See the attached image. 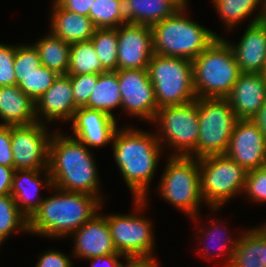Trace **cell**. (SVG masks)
Returning <instances> with one entry per match:
<instances>
[{"label": "cell", "instance_id": "836d02e7", "mask_svg": "<svg viewBox=\"0 0 266 267\" xmlns=\"http://www.w3.org/2000/svg\"><path fill=\"white\" fill-rule=\"evenodd\" d=\"M213 222V223H212ZM211 222V227L210 228H208V227H204L205 229H207L208 231L207 232H205L201 237H200V235H199V238H198V240L200 239V238H202L203 237V239H204V237H205V240H209L208 242L210 243V242H214V243H219V241H221L220 243L222 244H220V246H218L217 245V250H218V252H216L215 253V251H214V253H213V255H211V252L212 251H210L209 252V248L206 246V248L204 247L203 249H204V254L206 255V256H209V255H211V257L212 256H216L217 255V257L218 256H220V257H222L223 256V254H227V256H226V258H228V259H226L227 261L225 262V266H222V267H227L229 264H230V261H231V258L233 257V254H234V250H235V246H236V244H237V240H238V238L236 239H232L230 236H229V238H225L227 235H225L224 233V235H225V237H223L224 235H222L221 234V236H220V234L218 233V232H220V233H222L221 231H223V230H221V229H223L222 228V225L220 224V226H219V224H218V222L217 221H212ZM215 223V224H214ZM216 224H218V225H216ZM219 228V229H218ZM219 230V231H218ZM224 238V239H223ZM218 239V240H217ZM217 241V242H216ZM227 242V243H226ZM209 243H207V244H209ZM211 243V244H212ZM228 243H230V244H228ZM210 244V245H211ZM213 247H215V246H213ZM211 248V247H210ZM216 249H214V250H216ZM212 250V249H211ZM220 250V251H219ZM225 252V253H224Z\"/></svg>", "mask_w": 266, "mask_h": 267}, {"label": "cell", "instance_id": "9a60e30c", "mask_svg": "<svg viewBox=\"0 0 266 267\" xmlns=\"http://www.w3.org/2000/svg\"><path fill=\"white\" fill-rule=\"evenodd\" d=\"M117 70L147 69L154 54L150 26L125 23L117 27Z\"/></svg>", "mask_w": 266, "mask_h": 267}, {"label": "cell", "instance_id": "7dc6e473", "mask_svg": "<svg viewBox=\"0 0 266 267\" xmlns=\"http://www.w3.org/2000/svg\"><path fill=\"white\" fill-rule=\"evenodd\" d=\"M179 8H185L188 5V0H172Z\"/></svg>", "mask_w": 266, "mask_h": 267}, {"label": "cell", "instance_id": "8d00e7d4", "mask_svg": "<svg viewBox=\"0 0 266 267\" xmlns=\"http://www.w3.org/2000/svg\"><path fill=\"white\" fill-rule=\"evenodd\" d=\"M100 74L69 75L75 104L84 107L90 98Z\"/></svg>", "mask_w": 266, "mask_h": 267}, {"label": "cell", "instance_id": "5b68a950", "mask_svg": "<svg viewBox=\"0 0 266 267\" xmlns=\"http://www.w3.org/2000/svg\"><path fill=\"white\" fill-rule=\"evenodd\" d=\"M186 8H179L172 16L151 26L155 54L192 61L218 37L187 18Z\"/></svg>", "mask_w": 266, "mask_h": 267}, {"label": "cell", "instance_id": "f1b7e54d", "mask_svg": "<svg viewBox=\"0 0 266 267\" xmlns=\"http://www.w3.org/2000/svg\"><path fill=\"white\" fill-rule=\"evenodd\" d=\"M243 235H238L233 257L227 267H266L260 263V226L243 230Z\"/></svg>", "mask_w": 266, "mask_h": 267}, {"label": "cell", "instance_id": "4316f807", "mask_svg": "<svg viewBox=\"0 0 266 267\" xmlns=\"http://www.w3.org/2000/svg\"><path fill=\"white\" fill-rule=\"evenodd\" d=\"M33 44L38 50L43 66L58 74H67L71 44L54 36L51 32Z\"/></svg>", "mask_w": 266, "mask_h": 267}, {"label": "cell", "instance_id": "7c38bea8", "mask_svg": "<svg viewBox=\"0 0 266 267\" xmlns=\"http://www.w3.org/2000/svg\"><path fill=\"white\" fill-rule=\"evenodd\" d=\"M47 125L36 122L24 126H11L15 170L48 169L49 142L52 133H48L50 130Z\"/></svg>", "mask_w": 266, "mask_h": 267}, {"label": "cell", "instance_id": "52a82bcc", "mask_svg": "<svg viewBox=\"0 0 266 267\" xmlns=\"http://www.w3.org/2000/svg\"><path fill=\"white\" fill-rule=\"evenodd\" d=\"M158 108L194 101L192 61L153 54L147 67Z\"/></svg>", "mask_w": 266, "mask_h": 267}, {"label": "cell", "instance_id": "60d3db41", "mask_svg": "<svg viewBox=\"0 0 266 267\" xmlns=\"http://www.w3.org/2000/svg\"><path fill=\"white\" fill-rule=\"evenodd\" d=\"M59 6L69 12L88 16L90 7L95 0H54Z\"/></svg>", "mask_w": 266, "mask_h": 267}, {"label": "cell", "instance_id": "8992f818", "mask_svg": "<svg viewBox=\"0 0 266 267\" xmlns=\"http://www.w3.org/2000/svg\"><path fill=\"white\" fill-rule=\"evenodd\" d=\"M165 167L157 190L159 195L191 220L198 219L200 204H205L201 195L199 158L170 155Z\"/></svg>", "mask_w": 266, "mask_h": 267}, {"label": "cell", "instance_id": "f35d334b", "mask_svg": "<svg viewBox=\"0 0 266 267\" xmlns=\"http://www.w3.org/2000/svg\"><path fill=\"white\" fill-rule=\"evenodd\" d=\"M0 165L13 167L11 126L0 125Z\"/></svg>", "mask_w": 266, "mask_h": 267}, {"label": "cell", "instance_id": "ffe728a7", "mask_svg": "<svg viewBox=\"0 0 266 267\" xmlns=\"http://www.w3.org/2000/svg\"><path fill=\"white\" fill-rule=\"evenodd\" d=\"M231 46L241 72L261 73L266 65V19L249 24L237 45Z\"/></svg>", "mask_w": 266, "mask_h": 267}, {"label": "cell", "instance_id": "d590c367", "mask_svg": "<svg viewBox=\"0 0 266 267\" xmlns=\"http://www.w3.org/2000/svg\"><path fill=\"white\" fill-rule=\"evenodd\" d=\"M243 193L254 202H266V165L247 171Z\"/></svg>", "mask_w": 266, "mask_h": 267}, {"label": "cell", "instance_id": "d6a6232c", "mask_svg": "<svg viewBox=\"0 0 266 267\" xmlns=\"http://www.w3.org/2000/svg\"><path fill=\"white\" fill-rule=\"evenodd\" d=\"M58 75L59 74L54 70L48 69L42 65L29 75L15 76L18 87L36 102V100L52 86Z\"/></svg>", "mask_w": 266, "mask_h": 267}, {"label": "cell", "instance_id": "d4e9b609", "mask_svg": "<svg viewBox=\"0 0 266 267\" xmlns=\"http://www.w3.org/2000/svg\"><path fill=\"white\" fill-rule=\"evenodd\" d=\"M214 7L219 14L221 21L227 26V30L236 27L242 20L250 16L254 10H260L252 18L250 24L266 19V0H212Z\"/></svg>", "mask_w": 266, "mask_h": 267}, {"label": "cell", "instance_id": "b9f144b4", "mask_svg": "<svg viewBox=\"0 0 266 267\" xmlns=\"http://www.w3.org/2000/svg\"><path fill=\"white\" fill-rule=\"evenodd\" d=\"M14 172V167L0 165V196L11 195Z\"/></svg>", "mask_w": 266, "mask_h": 267}, {"label": "cell", "instance_id": "d6986e66", "mask_svg": "<svg viewBox=\"0 0 266 267\" xmlns=\"http://www.w3.org/2000/svg\"><path fill=\"white\" fill-rule=\"evenodd\" d=\"M226 99L238 119H253L266 101L262 74L242 72Z\"/></svg>", "mask_w": 266, "mask_h": 267}, {"label": "cell", "instance_id": "5bb4252c", "mask_svg": "<svg viewBox=\"0 0 266 267\" xmlns=\"http://www.w3.org/2000/svg\"><path fill=\"white\" fill-rule=\"evenodd\" d=\"M225 155L246 171L266 165V139L252 119H238Z\"/></svg>", "mask_w": 266, "mask_h": 267}, {"label": "cell", "instance_id": "9c48e42d", "mask_svg": "<svg viewBox=\"0 0 266 267\" xmlns=\"http://www.w3.org/2000/svg\"><path fill=\"white\" fill-rule=\"evenodd\" d=\"M199 139L191 157L225 154L238 121L227 99L197 98Z\"/></svg>", "mask_w": 266, "mask_h": 267}, {"label": "cell", "instance_id": "ac0fdd59", "mask_svg": "<svg viewBox=\"0 0 266 267\" xmlns=\"http://www.w3.org/2000/svg\"><path fill=\"white\" fill-rule=\"evenodd\" d=\"M72 235L75 240H73L75 246L72 253L78 258L87 260L95 256L118 253L104 214L97 213Z\"/></svg>", "mask_w": 266, "mask_h": 267}, {"label": "cell", "instance_id": "3957f363", "mask_svg": "<svg viewBox=\"0 0 266 267\" xmlns=\"http://www.w3.org/2000/svg\"><path fill=\"white\" fill-rule=\"evenodd\" d=\"M53 196L43 198L39 208L28 219V232L47 238L72 236L85 222L91 220L102 206L94 195L58 189ZM56 194V195H55Z\"/></svg>", "mask_w": 266, "mask_h": 267}, {"label": "cell", "instance_id": "4fadbf2b", "mask_svg": "<svg viewBox=\"0 0 266 267\" xmlns=\"http://www.w3.org/2000/svg\"><path fill=\"white\" fill-rule=\"evenodd\" d=\"M121 108L128 115L153 122L158 105L147 69L117 70Z\"/></svg>", "mask_w": 266, "mask_h": 267}, {"label": "cell", "instance_id": "74e56055", "mask_svg": "<svg viewBox=\"0 0 266 267\" xmlns=\"http://www.w3.org/2000/svg\"><path fill=\"white\" fill-rule=\"evenodd\" d=\"M14 58L15 46L0 43V87L17 85Z\"/></svg>", "mask_w": 266, "mask_h": 267}, {"label": "cell", "instance_id": "4dcf8cb0", "mask_svg": "<svg viewBox=\"0 0 266 267\" xmlns=\"http://www.w3.org/2000/svg\"><path fill=\"white\" fill-rule=\"evenodd\" d=\"M28 232V218L19 210L11 195L0 196V243H4L12 232Z\"/></svg>", "mask_w": 266, "mask_h": 267}, {"label": "cell", "instance_id": "7a4b0ae2", "mask_svg": "<svg viewBox=\"0 0 266 267\" xmlns=\"http://www.w3.org/2000/svg\"><path fill=\"white\" fill-rule=\"evenodd\" d=\"M113 155L134 199H146L148 187L157 171L162 146L156 134L125 127L115 131Z\"/></svg>", "mask_w": 266, "mask_h": 267}, {"label": "cell", "instance_id": "7bdbcfd3", "mask_svg": "<svg viewBox=\"0 0 266 267\" xmlns=\"http://www.w3.org/2000/svg\"><path fill=\"white\" fill-rule=\"evenodd\" d=\"M121 257L126 259V257L120 253H113V254H109V255L95 256V257L90 258L88 260H90L92 262L91 267H97L98 263H101V262H102L101 264L104 267H121L122 263L118 260Z\"/></svg>", "mask_w": 266, "mask_h": 267}, {"label": "cell", "instance_id": "44dd1931", "mask_svg": "<svg viewBox=\"0 0 266 267\" xmlns=\"http://www.w3.org/2000/svg\"><path fill=\"white\" fill-rule=\"evenodd\" d=\"M44 174V182L40 175ZM46 176V177H45ZM43 186L51 187V177L49 170H15L11 188V196L14 198L19 210L29 219L39 208L43 201L39 197V191ZM36 198V199H35Z\"/></svg>", "mask_w": 266, "mask_h": 267}, {"label": "cell", "instance_id": "1f68e13d", "mask_svg": "<svg viewBox=\"0 0 266 267\" xmlns=\"http://www.w3.org/2000/svg\"><path fill=\"white\" fill-rule=\"evenodd\" d=\"M91 41L103 68L106 71H117V28H98L91 37Z\"/></svg>", "mask_w": 266, "mask_h": 267}, {"label": "cell", "instance_id": "2e32d148", "mask_svg": "<svg viewBox=\"0 0 266 267\" xmlns=\"http://www.w3.org/2000/svg\"><path fill=\"white\" fill-rule=\"evenodd\" d=\"M78 108L73 98L70 76L67 74H59L52 86L35 102L37 122L44 124L56 120L70 122ZM41 118L46 121L43 122Z\"/></svg>", "mask_w": 266, "mask_h": 267}, {"label": "cell", "instance_id": "484cf974", "mask_svg": "<svg viewBox=\"0 0 266 267\" xmlns=\"http://www.w3.org/2000/svg\"><path fill=\"white\" fill-rule=\"evenodd\" d=\"M92 90L88 103L84 107L105 112L115 118L113 110L121 108L122 104L117 72L101 73Z\"/></svg>", "mask_w": 266, "mask_h": 267}, {"label": "cell", "instance_id": "cb8c5ba5", "mask_svg": "<svg viewBox=\"0 0 266 267\" xmlns=\"http://www.w3.org/2000/svg\"><path fill=\"white\" fill-rule=\"evenodd\" d=\"M123 5L127 23L150 27L179 9L172 0H124Z\"/></svg>", "mask_w": 266, "mask_h": 267}, {"label": "cell", "instance_id": "bcb514c9", "mask_svg": "<svg viewBox=\"0 0 266 267\" xmlns=\"http://www.w3.org/2000/svg\"><path fill=\"white\" fill-rule=\"evenodd\" d=\"M260 263L266 266V223L260 226V253H258Z\"/></svg>", "mask_w": 266, "mask_h": 267}, {"label": "cell", "instance_id": "83f0119b", "mask_svg": "<svg viewBox=\"0 0 266 267\" xmlns=\"http://www.w3.org/2000/svg\"><path fill=\"white\" fill-rule=\"evenodd\" d=\"M104 72L106 70L101 65L91 39L71 44L67 75L101 74Z\"/></svg>", "mask_w": 266, "mask_h": 267}, {"label": "cell", "instance_id": "ee69618b", "mask_svg": "<svg viewBox=\"0 0 266 267\" xmlns=\"http://www.w3.org/2000/svg\"><path fill=\"white\" fill-rule=\"evenodd\" d=\"M156 257L150 258H126V264L121 267H159Z\"/></svg>", "mask_w": 266, "mask_h": 267}, {"label": "cell", "instance_id": "e575fe53", "mask_svg": "<svg viewBox=\"0 0 266 267\" xmlns=\"http://www.w3.org/2000/svg\"><path fill=\"white\" fill-rule=\"evenodd\" d=\"M40 66H42L40 55L34 44L15 46V75H29Z\"/></svg>", "mask_w": 266, "mask_h": 267}, {"label": "cell", "instance_id": "f6af8a7d", "mask_svg": "<svg viewBox=\"0 0 266 267\" xmlns=\"http://www.w3.org/2000/svg\"><path fill=\"white\" fill-rule=\"evenodd\" d=\"M252 120L256 123L266 139V101Z\"/></svg>", "mask_w": 266, "mask_h": 267}, {"label": "cell", "instance_id": "30bf717a", "mask_svg": "<svg viewBox=\"0 0 266 267\" xmlns=\"http://www.w3.org/2000/svg\"><path fill=\"white\" fill-rule=\"evenodd\" d=\"M136 213L104 215L107 219L111 238L118 253L126 258L155 257L153 249V225L151 220L140 215L148 199H133ZM146 204V205H145Z\"/></svg>", "mask_w": 266, "mask_h": 267}, {"label": "cell", "instance_id": "6da1fadb", "mask_svg": "<svg viewBox=\"0 0 266 267\" xmlns=\"http://www.w3.org/2000/svg\"><path fill=\"white\" fill-rule=\"evenodd\" d=\"M94 156L82 142L53 132L49 142L48 170L52 186L69 192L100 196V179Z\"/></svg>", "mask_w": 266, "mask_h": 267}, {"label": "cell", "instance_id": "ba28073f", "mask_svg": "<svg viewBox=\"0 0 266 267\" xmlns=\"http://www.w3.org/2000/svg\"><path fill=\"white\" fill-rule=\"evenodd\" d=\"M201 195L215 212L242 193L247 171L225 154L199 158Z\"/></svg>", "mask_w": 266, "mask_h": 267}, {"label": "cell", "instance_id": "ab89813d", "mask_svg": "<svg viewBox=\"0 0 266 267\" xmlns=\"http://www.w3.org/2000/svg\"><path fill=\"white\" fill-rule=\"evenodd\" d=\"M73 262L60 251L47 250L41 254L35 267H73Z\"/></svg>", "mask_w": 266, "mask_h": 267}, {"label": "cell", "instance_id": "277c9868", "mask_svg": "<svg viewBox=\"0 0 266 267\" xmlns=\"http://www.w3.org/2000/svg\"><path fill=\"white\" fill-rule=\"evenodd\" d=\"M224 37H217L192 60L197 98L226 99L242 73L234 52Z\"/></svg>", "mask_w": 266, "mask_h": 267}, {"label": "cell", "instance_id": "f546056e", "mask_svg": "<svg viewBox=\"0 0 266 267\" xmlns=\"http://www.w3.org/2000/svg\"><path fill=\"white\" fill-rule=\"evenodd\" d=\"M124 0H95L90 7L89 17L98 28H117L127 23Z\"/></svg>", "mask_w": 266, "mask_h": 267}, {"label": "cell", "instance_id": "e0dca14e", "mask_svg": "<svg viewBox=\"0 0 266 267\" xmlns=\"http://www.w3.org/2000/svg\"><path fill=\"white\" fill-rule=\"evenodd\" d=\"M74 138L87 148H98L112 142L117 121L105 112L79 107L71 120Z\"/></svg>", "mask_w": 266, "mask_h": 267}, {"label": "cell", "instance_id": "7402d4cb", "mask_svg": "<svg viewBox=\"0 0 266 267\" xmlns=\"http://www.w3.org/2000/svg\"><path fill=\"white\" fill-rule=\"evenodd\" d=\"M0 125L24 126L37 122L35 102L18 85L0 87Z\"/></svg>", "mask_w": 266, "mask_h": 267}, {"label": "cell", "instance_id": "8fae6325", "mask_svg": "<svg viewBox=\"0 0 266 267\" xmlns=\"http://www.w3.org/2000/svg\"><path fill=\"white\" fill-rule=\"evenodd\" d=\"M153 122L160 125L156 136L162 148L170 145L169 148L175 150L173 156H192L195 153L200 131L197 98L184 105L159 108Z\"/></svg>", "mask_w": 266, "mask_h": 267}, {"label": "cell", "instance_id": "603a6c76", "mask_svg": "<svg viewBox=\"0 0 266 267\" xmlns=\"http://www.w3.org/2000/svg\"><path fill=\"white\" fill-rule=\"evenodd\" d=\"M51 11L50 32L69 44L90 40L97 29L90 17L69 12L55 1Z\"/></svg>", "mask_w": 266, "mask_h": 267}, {"label": "cell", "instance_id": "c3c4849f", "mask_svg": "<svg viewBox=\"0 0 266 267\" xmlns=\"http://www.w3.org/2000/svg\"><path fill=\"white\" fill-rule=\"evenodd\" d=\"M261 74H262V77H263L264 82H265V85H266V65H265V67L263 68V71L261 72Z\"/></svg>", "mask_w": 266, "mask_h": 267}]
</instances>
